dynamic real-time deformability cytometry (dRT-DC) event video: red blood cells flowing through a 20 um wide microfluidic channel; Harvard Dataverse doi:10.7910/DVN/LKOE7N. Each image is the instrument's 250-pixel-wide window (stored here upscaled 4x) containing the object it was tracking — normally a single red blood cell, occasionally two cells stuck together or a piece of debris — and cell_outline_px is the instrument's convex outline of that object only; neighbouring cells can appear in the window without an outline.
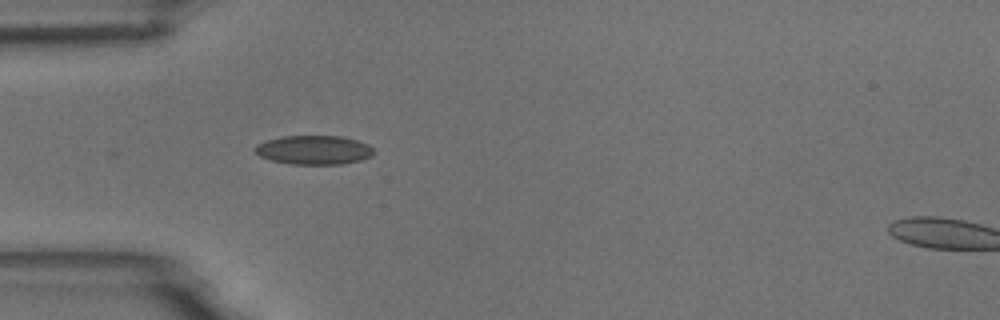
{"species": "common noctule bat (a hibernating species)", "species_latin": "Nyctalus noctula", "temperature_condition": "room temperature", "stored_images_in_passage": 1, "camera_frame_rate_fps": 3000, "um_per_image_px": 0.085, "animal": {"sex": "male", "body_mass_g": 18.8}, "frame": {"image": 1, "passage_image": 1, "time_ms": 0.0, "image_size_px": [1000, 320], "cell_outline_px": [[376, 152], [372, 156], [360, 160], [340, 164], [292, 164], [272, 160], [260, 156], [252, 148], [256, 144], [264, 140], [284, 136], [340, 136], [356, 140], [368, 144]], "centroid_in_image_um": [26.67, 12.74], "position_along_channel_um": 58.3, "area_um2": 20.11}}